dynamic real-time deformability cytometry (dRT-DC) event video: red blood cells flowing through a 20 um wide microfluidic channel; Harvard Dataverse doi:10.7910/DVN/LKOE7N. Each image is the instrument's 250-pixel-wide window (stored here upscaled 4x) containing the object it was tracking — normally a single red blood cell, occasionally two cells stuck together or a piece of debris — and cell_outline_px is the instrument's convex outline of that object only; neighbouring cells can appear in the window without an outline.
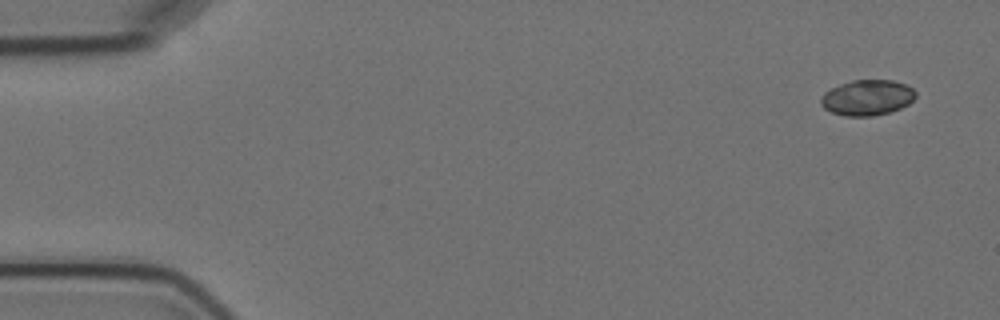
{"species": "Egyptian fruit bat (a non-hibernating species)", "species_latin": "Rousettus aegyptiacus", "temperature_condition": "cold", "stored_images_in_passage": 4, "camera_frame_rate_fps": 3000, "um_per_image_px": 0.085, "animal": {"sex": "female"}, "frame": {"image": 1, "passage_image": 1, "time_ms": 0.0, "image_size_px": [1000, 320], "cell_outline_px": [[916, 96], [908, 104], [900, 108], [888, 112], [872, 116], [844, 116], [832, 112], [824, 108], [820, 104], [820, 96], [824, 92], [840, 84], [852, 80], [892, 80], [908, 84], [916, 92]], "centroid_in_image_um": [73.7, 8.29], "position_along_channel_um": 11.3, "area_um2": 19.71}}